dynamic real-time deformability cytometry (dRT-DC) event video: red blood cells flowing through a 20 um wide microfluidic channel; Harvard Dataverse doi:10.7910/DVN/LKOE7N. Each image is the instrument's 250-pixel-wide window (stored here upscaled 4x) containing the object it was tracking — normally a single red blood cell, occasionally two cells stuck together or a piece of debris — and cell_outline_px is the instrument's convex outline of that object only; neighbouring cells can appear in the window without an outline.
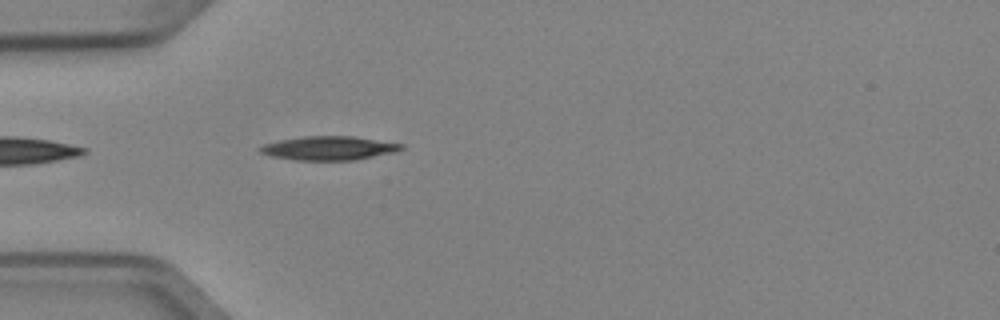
{"species": "Egyptian fruit bat (a non-hibernating species)", "species_latin": "Rousettus aegyptiacus", "temperature_condition": "cold", "stored_images_in_passage": 8, "camera_frame_rate_fps": 3000, "um_per_image_px": 0.085, "animal": {"sex": "female"}, "frame": {"image": 1, "passage_image": 2, "time_ms": 0.333, "image_size_px": [1000, 320], "cell_outline_px": [[404, 148], [396, 152], [356, 160], [292, 160], [272, 156], [260, 152], [256, 148], [264, 144], [280, 140], [304, 136], [352, 136], [404, 144]], "centroid_in_image_um": [27.96, 12.59], "position_along_channel_um": 57.0, "area_um2": 19.71}}
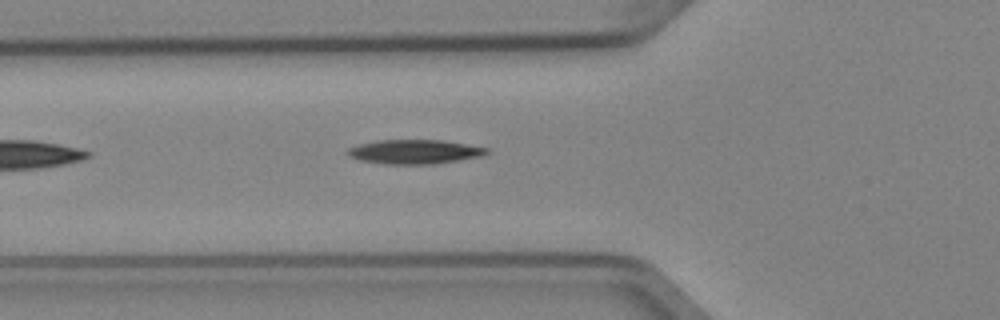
{"frame": {"image": 2, "passage_image": 5, "time_ms": 1.333, "image_size_px": [1000, 320], "cell_outline_px": [[488, 152], [484, 156], [432, 164], [384, 164], [360, 160], [348, 156], [344, 152], [348, 148], [360, 144], [376, 140], [440, 140], [488, 148]], "centroid_in_image_um": [35.19, 12.9], "position_along_channel_um": 90.6, "area_um2": 19.59}}